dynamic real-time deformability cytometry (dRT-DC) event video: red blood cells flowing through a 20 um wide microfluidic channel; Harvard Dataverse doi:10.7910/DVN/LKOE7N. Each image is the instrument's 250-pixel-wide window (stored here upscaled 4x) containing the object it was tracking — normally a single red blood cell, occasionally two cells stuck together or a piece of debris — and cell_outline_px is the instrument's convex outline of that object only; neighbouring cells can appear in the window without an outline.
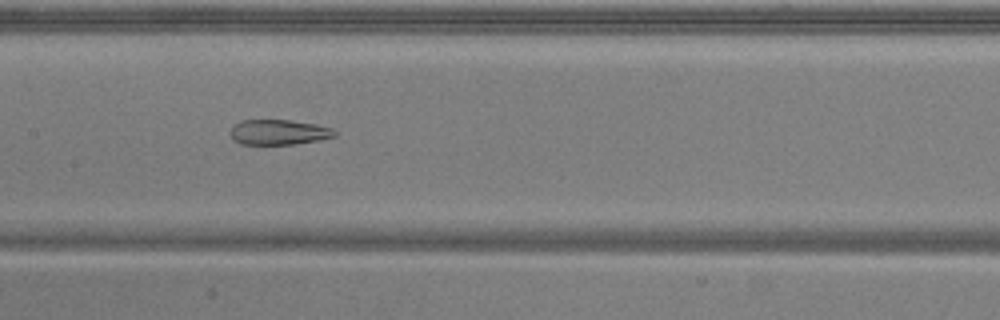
{"species": "common noctule bat (a hibernating species)", "species_latin": "Nyctalus noctula", "temperature_condition": "warm", "stored_images_in_passage": 42, "segment_of_instrument_passage": [2, 2], "camera_frame_rate_fps": 3000, "um_per_image_px": 0.085, "animal": {"sex": "male", "body_mass_g": 20.5, "forearm_length_mm": 52.5}, "frame": {"image": 1, "passage_image": 15, "time_ms": 4.667, "image_size_px": [1000, 320], "cell_outline_px": [[336, 136], [320, 140], [292, 144], [240, 144], [232, 140], [232, 124], [240, 120], [288, 120], [316, 124], [332, 128], [336, 132]], "centroid_in_image_um": [23.68, 11.23], "position_along_channel_um": 183.7, "area_um2": 15.32}}
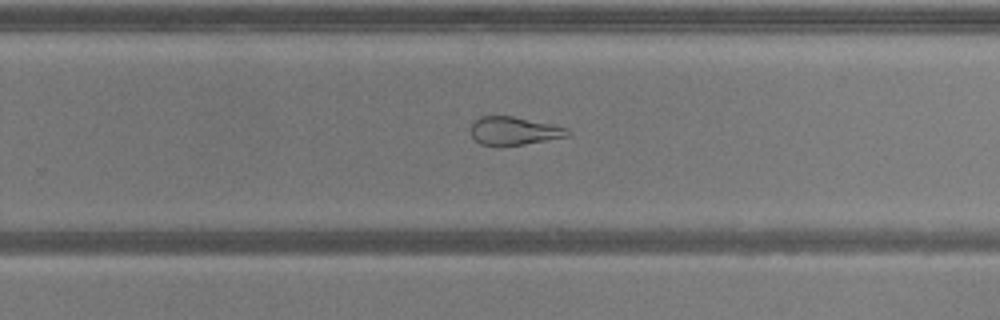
{"frame": {"image": 2, "passage_image": 23, "time_ms": 7.333, "image_size_px": [1000, 320], "cell_outline_px": [[572, 132], [568, 136], [524, 144], [480, 144], [472, 136], [472, 120], [480, 116], [512, 116], [552, 124], [568, 128]], "centroid_in_image_um": [43.71, 11.09], "position_along_channel_um": 286.1, "area_um2": 15.61}}
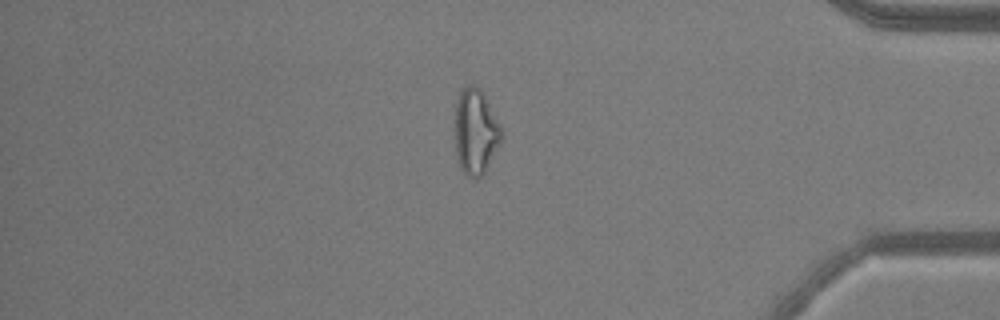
{"frame": {"image": 3, "passage_image": 34, "time_ms": 11.0, "image_size_px": [1000, 320], "cell_outline_px": [[504, 136], [500, 144], [484, 172], [476, 180], [472, 180], [460, 168], [456, 156], [456, 100], [460, 88], [468, 84], [472, 84], [480, 88], [500, 124]], "centroid_in_image_um": [40.43, 11.18], "position_along_channel_um": 394.8, "area_um2": 23.29}}